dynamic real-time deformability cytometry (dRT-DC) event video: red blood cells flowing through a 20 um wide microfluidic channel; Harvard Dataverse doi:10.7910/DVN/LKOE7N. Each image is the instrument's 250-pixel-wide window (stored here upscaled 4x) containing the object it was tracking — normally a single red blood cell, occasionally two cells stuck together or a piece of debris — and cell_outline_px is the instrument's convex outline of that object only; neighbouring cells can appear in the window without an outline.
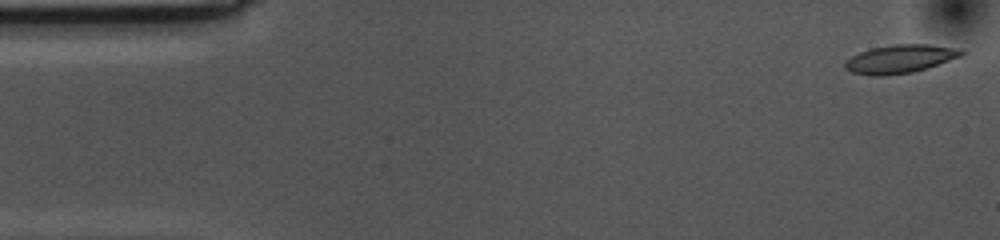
{"species": "common noctule bat (a hibernating species)", "species_latin": "Nyctalus noctula", "temperature_condition": "cold", "stored_images_in_passage": 55, "camera_frame_rate_fps": 3000, "um_per_image_px": 0.085, "animal": {"sex": "female", "body_mass_g": 10.0, "forearm_length_mm": 53.1}, "frame": {"image": 1, "passage_image": 1, "time_ms": 0.0, "image_size_px": [1000, 240], "cell_outline_px": [[964, 52], [960, 56], [928, 68], [912, 72], [884, 76], [872, 76], [852, 72], [844, 68], [844, 64], [852, 56], [860, 52], [872, 48], [896, 44], [928, 44], [960, 48]], "centroid_in_image_um": [76.51, 5.01], "position_along_channel_um": 8.5, "area_um2": 19.13}}
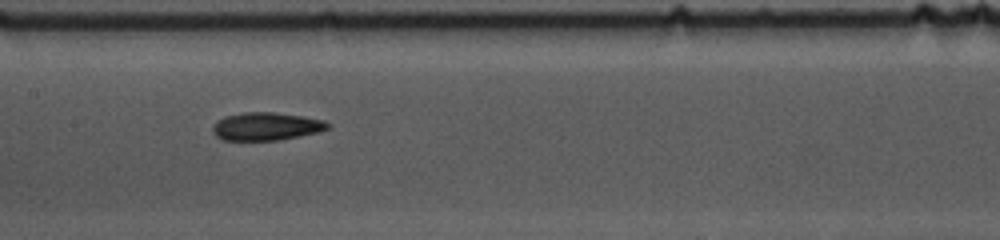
{"frame": {"image": 2, "passage_image": 25, "time_ms": 8.0, "image_size_px": [1000, 240], "cell_outline_px": [[328, 128], [316, 132], [300, 136], [280, 140], [224, 140], [216, 136], [212, 132], [212, 128], [224, 116], [244, 112], [272, 112], [304, 116], [324, 120], [328, 124]], "centroid_in_image_um": [22.62, 10.74], "position_along_channel_um": 184.8, "area_um2": 18.55}}
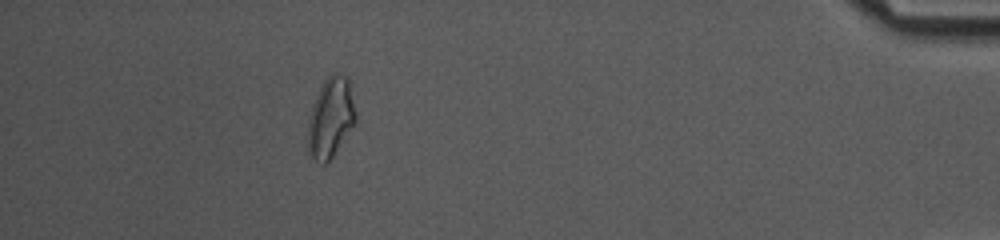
{"frame": {"image": 3, "passage_image": 49, "time_ms": 16.0, "image_size_px": [1000, 240], "cell_outline_px": [[356, 124], [328, 164], [320, 164], [308, 156], [308, 120], [312, 104], [324, 80], [332, 72], [340, 72], [348, 76], [356, 112]], "centroid_in_image_um": [28.12, 10.03], "position_along_channel_um": 407.1, "area_um2": 23.0}, "authors_computed_cell_mechanics": {"area_um2": 18.785, "velocity_mm_per_s": 3.5275, "shape_relaxation_time_tau1_ms": 5.7516, "shape_relaxation_time_tau2_ms": 5.1826, "deformation_change_tau1": 0.135, "deformation_change_tau2": 0.1149}}